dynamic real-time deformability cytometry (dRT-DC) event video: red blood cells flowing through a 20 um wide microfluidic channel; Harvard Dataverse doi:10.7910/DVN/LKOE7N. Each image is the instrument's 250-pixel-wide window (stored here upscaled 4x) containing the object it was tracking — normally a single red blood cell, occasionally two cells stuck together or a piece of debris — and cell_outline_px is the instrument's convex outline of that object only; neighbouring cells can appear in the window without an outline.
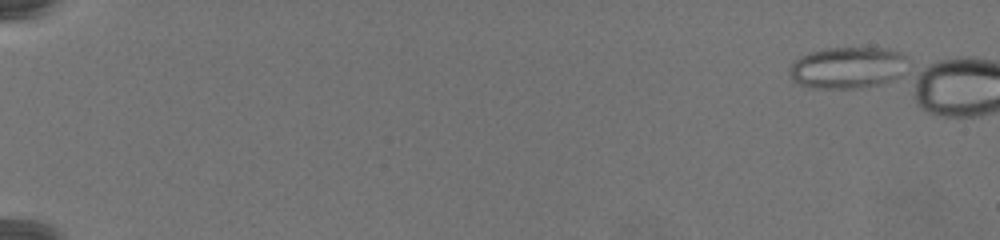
{"species": "common noctule bat (a hibernating species)", "species_latin": "Nyctalus noctula", "temperature_condition": "warm", "stored_images_in_passage": 1, "camera_frame_rate_fps": 3000, "um_per_image_px": 0.085, "animal": {"sex": "female", "body_mass_g": 19.5, "forearm_length_mm": 54.1}, "frame": {"image": 1, "passage_image": 1, "time_ms": 0.0, "image_size_px": [1000, 240], "cell_outline_px": [[908, 60], [900, 76], [892, 80], [880, 84], [856, 88], [812, 88], [800, 84], [792, 80], [788, 76], [788, 68], [800, 56], [824, 48], [888, 48], [900, 52]], "centroid_in_image_um": [72.02, 5.75], "position_along_channel_um": 13.0, "area_um2": 28.73}}